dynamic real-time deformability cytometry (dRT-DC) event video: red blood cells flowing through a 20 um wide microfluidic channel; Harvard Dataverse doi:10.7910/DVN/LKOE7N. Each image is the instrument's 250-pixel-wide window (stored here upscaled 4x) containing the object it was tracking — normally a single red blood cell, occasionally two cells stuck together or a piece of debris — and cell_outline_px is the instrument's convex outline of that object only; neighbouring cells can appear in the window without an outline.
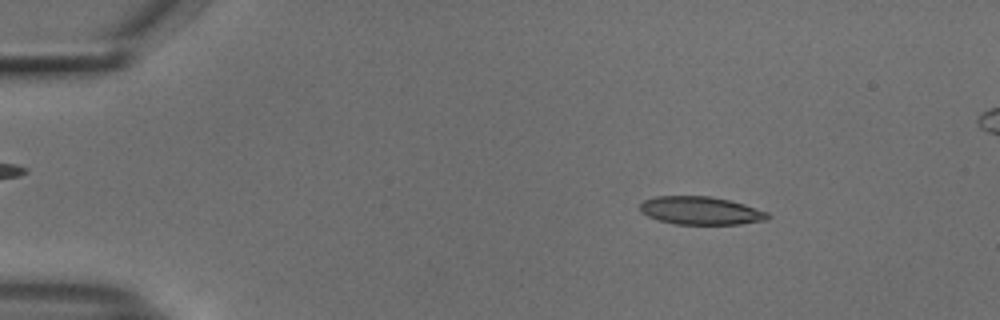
{"species": "common noctule bat (a hibernating species)", "species_latin": "Nyctalus noctula", "temperature_condition": "cold", "stored_images_in_passage": 54, "segment_of_instrument_passage": [1, 2], "camera_frame_rate_fps": 3000, "um_per_image_px": 0.085, "animal": {"sex": "male", "body_mass_g": 18.8}, "frame": {"image": 1, "passage_image": 8, "time_ms": 2.333, "image_size_px": [1000, 320], "cell_outline_px": [[772, 216], [768, 220], [740, 224], [676, 224], [660, 220], [648, 216], [640, 212], [640, 204], [644, 200], [656, 196], [708, 196], [728, 200], [744, 204], [768, 212]], "centroid_in_image_um": [59.58, 17.9], "position_along_channel_um": 25.4, "area_um2": 20.87}}
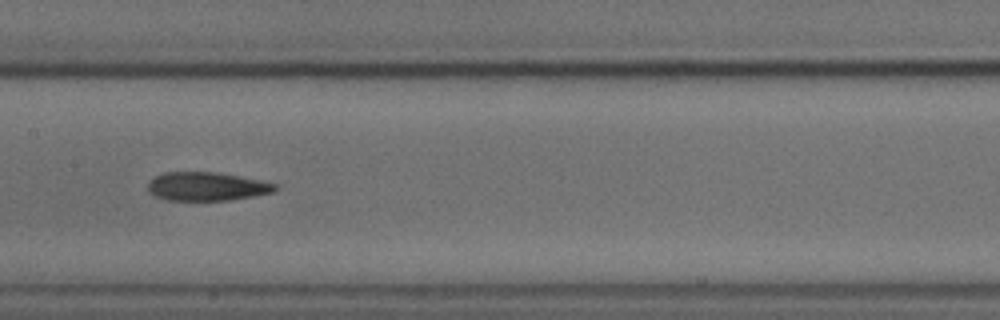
{"frame": {"image": 2, "passage_image": 27, "time_ms": 8.667, "image_size_px": [1000, 320], "cell_outline_px": [[280, 188], [272, 192], [252, 196], [228, 200], [168, 200], [156, 196], [148, 192], [148, 184], [156, 176], [164, 172], [216, 172], [240, 176], [260, 180], [276, 184]], "centroid_in_image_um": [17.58, 15.84], "position_along_channel_um": 189.8, "area_um2": 21.04}}
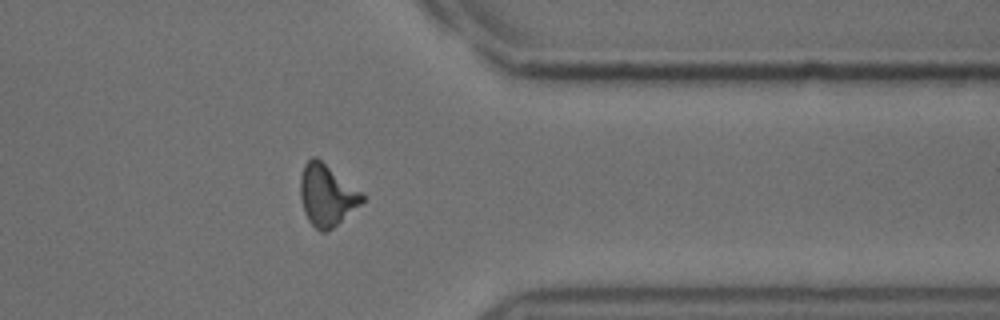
{"frame": {"image": 3, "passage_image": 43, "time_ms": 14.0, "image_size_px": [1000, 320], "cell_outline_px": [[364, 200], [360, 204], [328, 232], [320, 232], [308, 220], [304, 212], [300, 196], [300, 176], [304, 164], [312, 156], [316, 156], [364, 192]], "centroid_in_image_um": [27.78, 16.56], "position_along_channel_um": 383.6, "area_um2": 22.37}}